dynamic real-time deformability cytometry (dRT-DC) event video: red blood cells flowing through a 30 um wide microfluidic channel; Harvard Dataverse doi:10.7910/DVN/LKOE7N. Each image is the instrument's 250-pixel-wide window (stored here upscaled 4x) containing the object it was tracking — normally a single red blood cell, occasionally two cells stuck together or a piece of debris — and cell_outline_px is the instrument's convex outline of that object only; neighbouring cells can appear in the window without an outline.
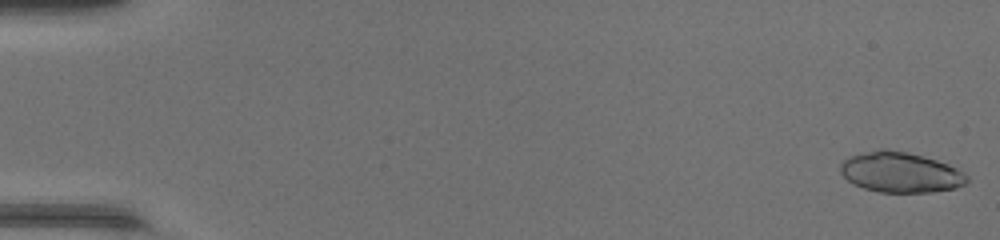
{"species": "common noctule bat (a hibernating species)", "species_latin": "Nyctalus noctula", "temperature_condition": "warm", "stored_images_in_passage": 48, "camera_frame_rate_fps": 3000, "um_per_image_px": 0.085, "animal": {"sex": "female", "body_mass_g": 17.0, "forearm_length_mm": 48.0}, "frame": {"image": 1, "passage_image": 1, "time_ms": 0.0, "image_size_px": [1000, 240], "cell_outline_px": [[968, 184], [956, 188], [932, 192], [880, 192], [864, 188], [852, 184], [840, 172], [840, 164], [848, 156], [880, 148], [884, 148], [908, 152], [936, 160], [948, 164], [964, 172], [968, 176]], "centroid_in_image_um": [76.54, 14.64], "position_along_channel_um": 8.5, "area_um2": 30.0}}
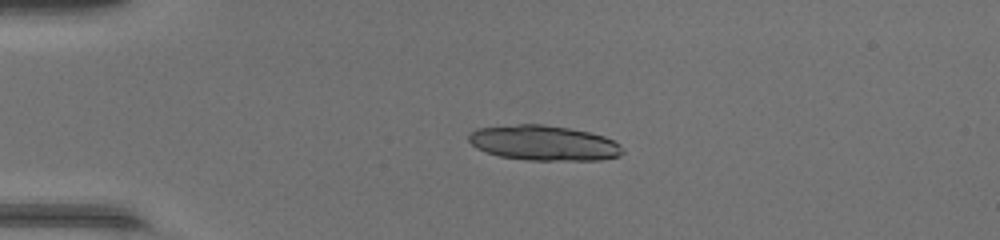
{"frame": {"image": 2, "passage_image": 12, "time_ms": 3.667, "image_size_px": [1000, 240], "cell_outline_px": [[624, 152], [620, 156], [600, 160], [528, 160], [500, 156], [476, 148], [468, 140], [468, 136], [476, 128], [520, 124], [540, 124], [568, 128], [588, 132], [604, 136], [620, 144], [624, 148]], "centroid_in_image_um": [46.25, 12.16], "position_along_channel_um": 38.8, "area_um2": 31.39}}
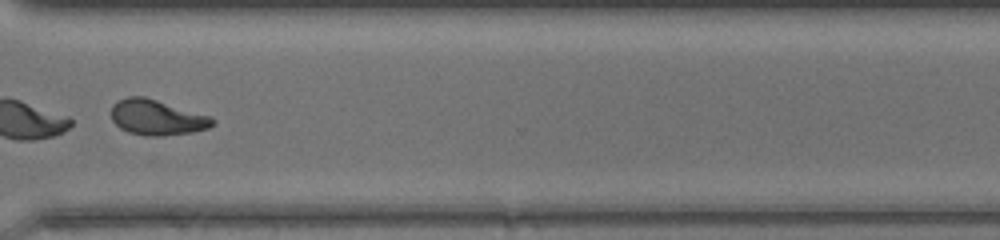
{"frame": {"image": 3, "passage_image": 37, "time_ms": 12.0, "image_size_px": [1000, 240], "cell_outline_px": [[216, 124], [208, 128], [192, 132], [164, 136], [144, 136], [128, 132], [120, 128], [112, 120], [112, 104], [116, 100], [128, 96], [144, 96], [212, 116], [216, 120]], "centroid_in_image_um": [13.35, 9.98], "position_along_channel_um": 357.2, "area_um2": 21.21}, "authors_computed_cell_mechanics": {"area_um2": 29.6225, "velocity_mm_per_s": 4.3913, "shape_relaxation_time_tau1_ms": 1.9873, "shape_relaxation_time_tau2_ms": 1.6616, "deformation_change_tau1": 0.3245, "deformation_change_tau2": 0.0783}}